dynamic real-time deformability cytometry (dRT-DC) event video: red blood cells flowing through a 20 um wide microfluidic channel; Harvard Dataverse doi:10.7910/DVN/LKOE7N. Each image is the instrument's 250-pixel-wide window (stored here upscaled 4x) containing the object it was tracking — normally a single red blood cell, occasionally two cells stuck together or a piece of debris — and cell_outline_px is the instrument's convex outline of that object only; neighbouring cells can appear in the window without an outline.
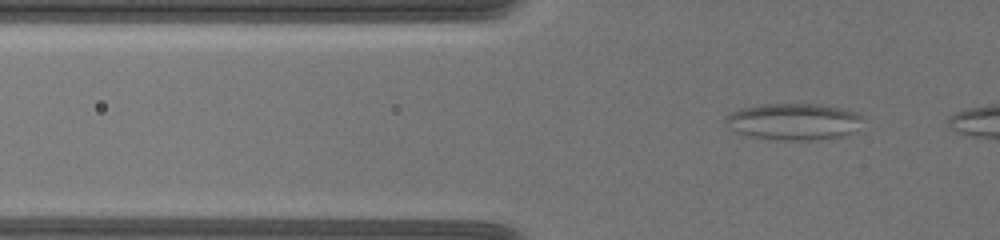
{"species": "common noctule bat (a hibernating species)", "species_latin": "Nyctalus noctula", "temperature_condition": "warm", "stored_images_in_passage": 40, "camera_frame_rate_fps": 3000, "um_per_image_px": 0.085, "animal": {"sex": "female", "body_mass_g": 19.5, "forearm_length_mm": 54.1}, "frame": {"image": 1, "passage_image": 6, "time_ms": 1.667, "image_size_px": [1000, 240], "cell_outline_px": [[864, 116], [860, 132], [848, 136], [816, 140], [780, 140], [752, 136], [736, 132], [728, 128], [724, 124], [724, 120], [732, 112], [740, 108], [768, 104], [824, 104], [856, 112]], "centroid_in_image_um": [67.57, 10.35], "position_along_channel_um": 58.2, "area_um2": 29.94}}
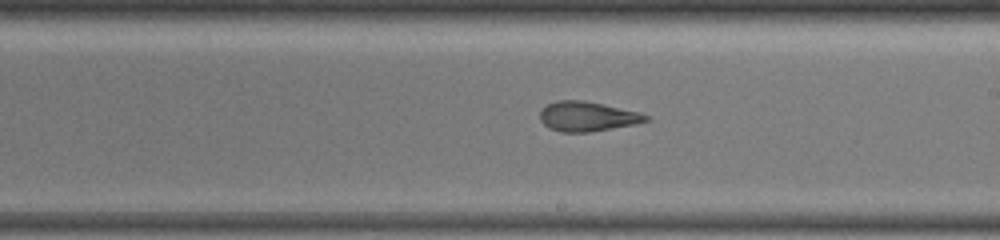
{"frame": {"image": 2, "passage_image": 23, "time_ms": 7.333, "image_size_px": [1000, 240], "cell_outline_px": [[652, 120], [636, 124], [588, 132], [560, 132], [548, 128], [540, 120], [540, 112], [548, 104], [560, 100], [584, 100], [640, 112], [648, 116]], "centroid_in_image_um": [49.95, 9.9], "position_along_channel_um": 239.1, "area_um2": 18.32}}
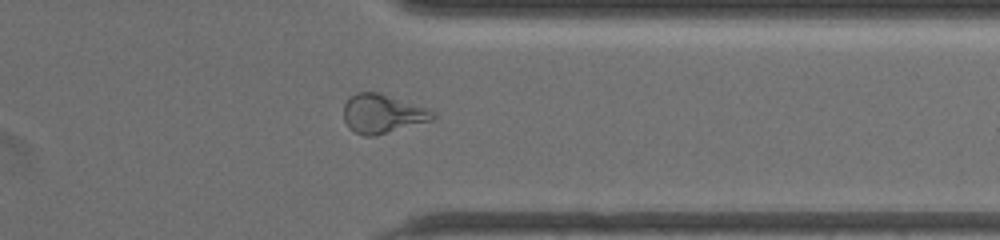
{"frame": {"image": 3, "passage_image": 35, "time_ms": 11.333, "image_size_px": [1000, 240], "cell_outline_px": [[436, 120], [376, 136], [364, 136], [348, 128], [344, 120], [344, 104], [348, 96], [356, 92], [380, 92], [436, 112]], "centroid_in_image_um": [32.52, 9.67], "position_along_channel_um": 378.9, "area_um2": 20.58}}